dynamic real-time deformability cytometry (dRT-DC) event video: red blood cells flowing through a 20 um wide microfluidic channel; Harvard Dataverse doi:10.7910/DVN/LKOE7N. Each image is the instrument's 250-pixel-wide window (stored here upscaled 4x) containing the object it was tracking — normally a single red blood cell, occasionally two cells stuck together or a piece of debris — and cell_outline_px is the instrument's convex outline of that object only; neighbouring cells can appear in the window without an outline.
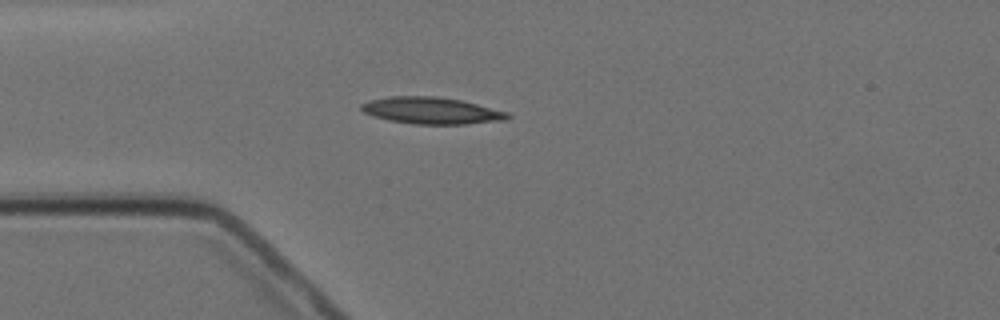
{"species": "Egyptian fruit bat (a non-hibernating species)", "species_latin": "Rousettus aegyptiacus", "temperature_condition": "cold", "stored_images_in_passage": 4, "camera_frame_rate_fps": 3000, "um_per_image_px": 0.085, "animal": {"sex": "female"}, "frame": {"image": 1, "passage_image": 4, "time_ms": 3.333, "image_size_px": [1000, 320], "cell_outline_px": [[512, 116], [508, 120], [464, 124], [412, 124], [388, 120], [372, 116], [364, 112], [360, 108], [360, 104], [372, 100], [388, 96], [436, 96], [460, 100], [508, 112]], "centroid_in_image_um": [36.67, 9.41], "position_along_channel_um": 48.3, "area_um2": 22.83}}